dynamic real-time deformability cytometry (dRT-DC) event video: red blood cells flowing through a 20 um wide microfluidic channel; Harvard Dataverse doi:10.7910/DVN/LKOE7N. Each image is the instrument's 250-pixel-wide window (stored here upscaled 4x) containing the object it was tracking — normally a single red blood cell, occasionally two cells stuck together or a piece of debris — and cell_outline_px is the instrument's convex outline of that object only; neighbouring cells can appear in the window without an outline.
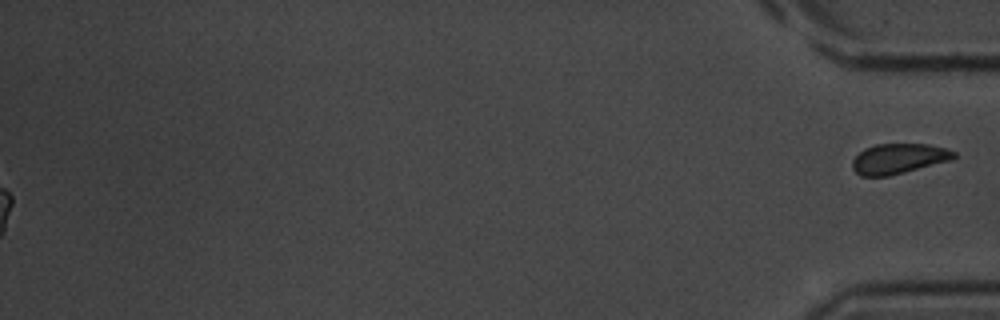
{"species": "common noctule bat (a hibernating species)", "species_latin": "Nyctalus noctula", "temperature_condition": "room temperature", "stored_images_in_passage": 36, "segment_of_instrument_passage": [2, 2], "camera_frame_rate_fps": 3000, "um_per_image_px": 0.085, "animal": {"sex": "male", "body_mass_g": 20.1, "forearm_length_mm": 53.5}, "frame": {"image": 1, "passage_image": 36, "time_ms": 11.667, "image_size_px": [1000, 320], "cell_outline_px": [[956, 156], [952, 160], [888, 176], [860, 176], [852, 168], [852, 160], [864, 148], [876, 144], [928, 144], [948, 148], [956, 152]], "centroid_in_image_um": [76.4, 13.48], "position_along_channel_um": 358.8, "area_um2": 17.92}}